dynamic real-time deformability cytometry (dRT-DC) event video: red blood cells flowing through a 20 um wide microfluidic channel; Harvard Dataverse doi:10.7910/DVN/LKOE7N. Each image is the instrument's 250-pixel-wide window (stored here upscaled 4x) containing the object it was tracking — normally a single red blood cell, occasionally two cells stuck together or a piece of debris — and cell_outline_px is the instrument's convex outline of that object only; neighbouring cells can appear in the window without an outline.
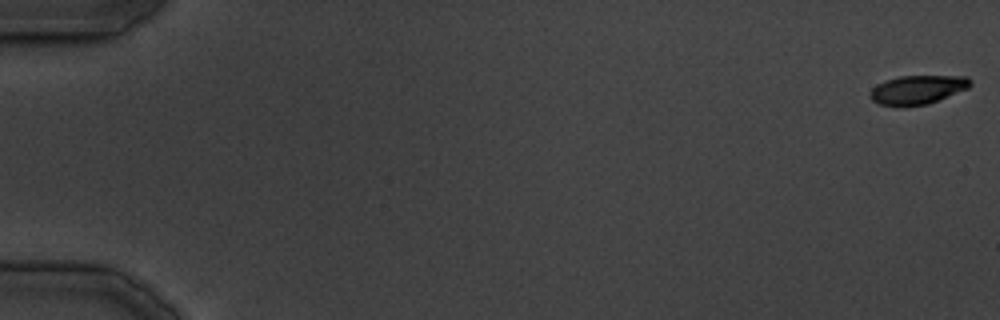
{"species": "common noctule bat (a hibernating species)", "species_latin": "Nyctalus noctula", "temperature_condition": "cold", "stored_images_in_passage": 15, "camera_frame_rate_fps": 3000, "um_per_image_px": 0.085, "animal": {"sex": "male", "body_mass_g": 19.5, "forearm_length_mm": 54.6}, "frame": {"image": 1, "passage_image": 1, "time_ms": 0.0, "image_size_px": [1000, 320], "cell_outline_px": [[972, 84], [968, 88], [928, 104], [880, 104], [872, 100], [868, 96], [868, 92], [876, 84], [884, 80], [900, 76], [968, 76], [972, 80]], "centroid_in_image_um": [77.99, 7.58], "position_along_channel_um": 7.0, "area_um2": 16.59}}